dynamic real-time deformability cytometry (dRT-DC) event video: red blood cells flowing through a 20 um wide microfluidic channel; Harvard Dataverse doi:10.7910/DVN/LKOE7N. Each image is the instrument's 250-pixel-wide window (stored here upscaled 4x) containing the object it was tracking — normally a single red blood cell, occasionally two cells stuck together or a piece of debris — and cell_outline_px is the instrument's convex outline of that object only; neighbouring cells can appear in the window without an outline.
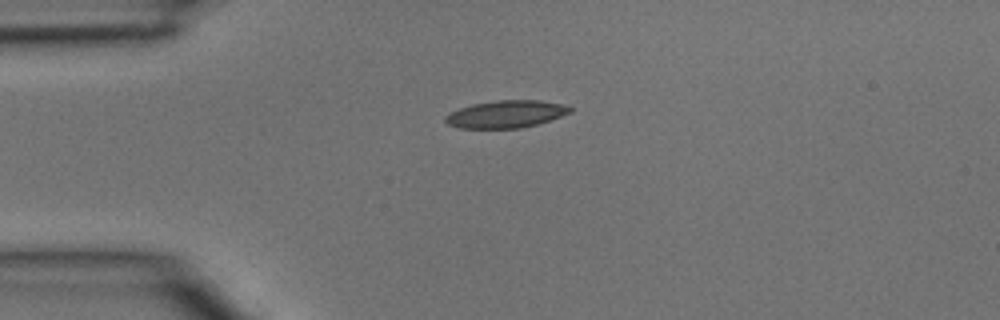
{"species": "common noctule bat (a hibernating species)", "species_latin": "Nyctalus noctula", "temperature_condition": "room temperature", "stored_images_in_passage": 1, "camera_frame_rate_fps": 3000, "um_per_image_px": 0.085, "animal": {"sex": "male", "body_mass_g": 15.6}, "frame": {"image": 1, "passage_image": 1, "time_ms": 0.0, "image_size_px": [1000, 320], "cell_outline_px": [[572, 112], [536, 124], [520, 128], [460, 128], [448, 124], [444, 120], [444, 116], [460, 108], [472, 104], [496, 100], [540, 100], [560, 104], [572, 108]], "centroid_in_image_um": [42.98, 9.7], "position_along_channel_um": 42.0, "area_um2": 19.65}}